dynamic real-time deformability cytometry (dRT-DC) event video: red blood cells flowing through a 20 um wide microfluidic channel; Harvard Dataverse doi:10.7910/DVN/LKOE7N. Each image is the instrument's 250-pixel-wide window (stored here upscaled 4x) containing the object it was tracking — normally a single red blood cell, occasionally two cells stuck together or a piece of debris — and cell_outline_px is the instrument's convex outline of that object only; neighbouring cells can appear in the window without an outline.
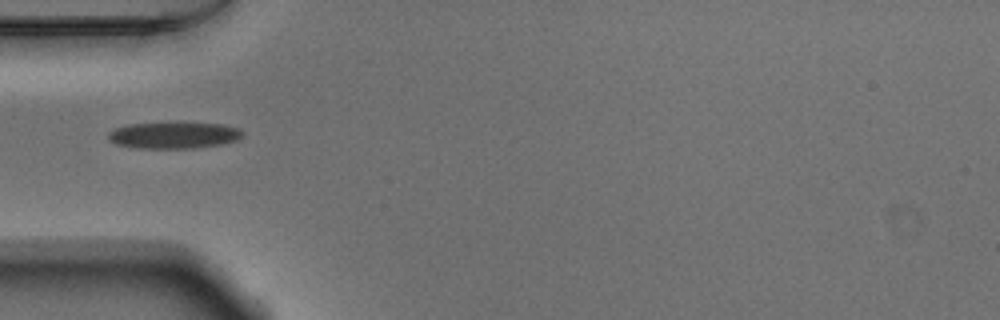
{"species": "Egyptian fruit bat (a non-hibernating species)", "species_latin": "Rousettus aegyptiacus", "temperature_condition": "warm", "stored_images_in_passage": 37, "camera_frame_rate_fps": 3000, "um_per_image_px": 0.085, "animal": {"sex": "male"}, "frame": {"image": 1, "passage_image": 1, "time_ms": 0.0, "image_size_px": [1000, 320], "cell_outline_px": [[244, 132], [236, 140], [220, 144], [196, 148], [136, 148], [116, 144], [108, 140], [108, 132], [116, 128], [128, 124], [220, 124], [236, 128]], "centroid_in_image_um": [14.71, 11.52], "position_along_channel_um": 70.3, "area_um2": 20.11}}
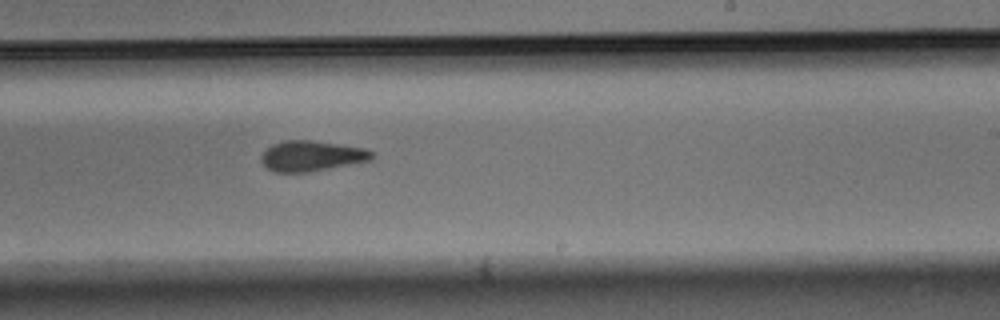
{"frame": {"image": 2, "passage_image": 16, "time_ms": 5.0, "image_size_px": [1000, 320], "cell_outline_px": [[376, 156], [372, 160], [308, 172], [276, 172], [268, 168], [260, 160], [260, 156], [272, 144], [284, 140], [308, 140], [364, 148], [372, 152]], "centroid_in_image_um": [26.48, 13.26], "position_along_channel_um": 262.5, "area_um2": 19.42}}
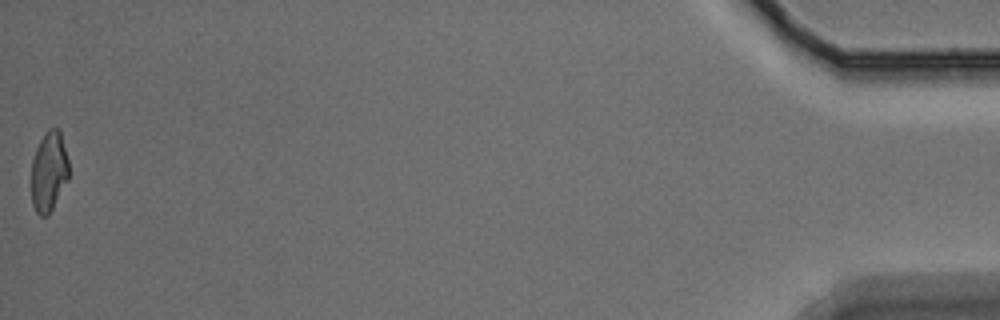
{"frame": {"image": 3, "passage_image": 37, "time_ms": 12.0, "image_size_px": [1000, 320], "cell_outline_px": [[68, 180], [48, 216], [40, 216], [36, 212], [32, 204], [32, 160], [36, 148], [44, 132], [48, 128], [60, 128], [68, 160]], "centroid_in_image_um": [4.16, 14.56], "position_along_channel_um": 431.0, "area_um2": 17.57}, "authors_computed_cell_mechanics": {"area_um2": 19.8254, "velocity_mm_per_s": 3.824, "shape_relaxation_time_tau1_ms": null, "shape_relaxation_time_tau2_ms": 3.3816, "deformation_change_tau1": null, "deformation_change_tau2": 0.1175}}